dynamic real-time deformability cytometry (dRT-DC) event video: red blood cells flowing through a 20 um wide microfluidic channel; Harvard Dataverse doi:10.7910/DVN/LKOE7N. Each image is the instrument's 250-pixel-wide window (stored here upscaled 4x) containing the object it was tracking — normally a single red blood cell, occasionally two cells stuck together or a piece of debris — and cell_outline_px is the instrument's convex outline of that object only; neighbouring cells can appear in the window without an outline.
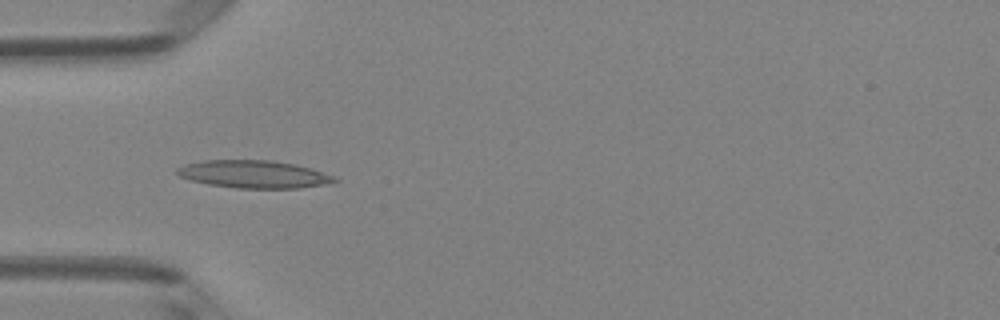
{"species": "Egyptian fruit bat (a non-hibernating species)", "species_latin": "Rousettus aegyptiacus", "temperature_condition": "room temperature", "stored_images_in_passage": 7, "camera_frame_rate_fps": 3000, "um_per_image_px": 0.085, "animal": {"sex": "female"}, "frame": {"image": 1, "passage_image": 4, "time_ms": 1.0, "image_size_px": [1000, 320], "cell_outline_px": [[340, 180], [300, 188], [236, 188], [208, 184], [188, 180], [180, 176], [176, 172], [176, 168], [184, 164], [204, 160], [272, 160], [292, 164], [308, 168], [336, 176]], "centroid_in_image_um": [21.5, 14.81], "position_along_channel_um": 63.5, "area_um2": 25.2}}
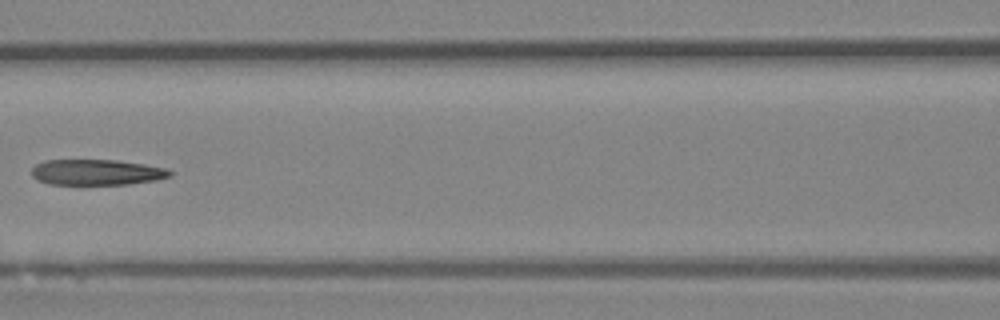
{"frame": {"image": 2, "passage_image": 6, "time_ms": 1.667, "image_size_px": [1000, 320], "cell_outline_px": [[172, 176], [156, 180], [128, 184], [48, 184], [36, 180], [32, 176], [32, 168], [36, 164], [44, 160], [116, 160], [144, 164], [168, 168], [172, 172]], "centroid_in_image_um": [8.22, 14.64], "position_along_channel_um": 158.4, "area_um2": 20.81}}
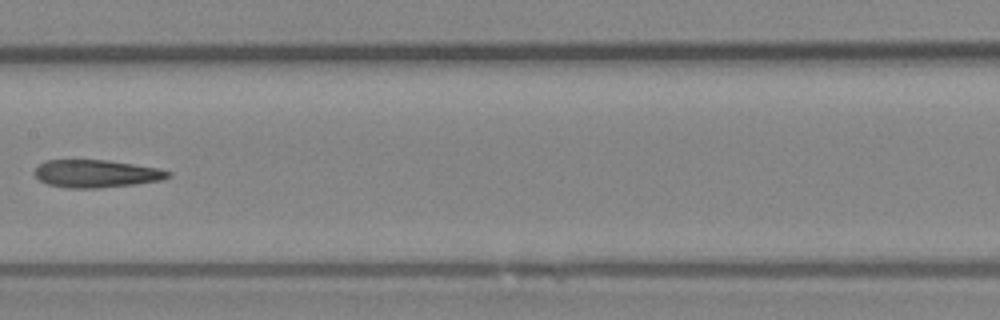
{"frame": {"image": 3, "passage_image": 7, "time_ms": 2.0, "image_size_px": [1000, 320], "cell_outline_px": [[172, 176], [164, 180], [136, 184], [100, 188], [68, 188], [48, 184], [40, 180], [32, 172], [44, 160], [108, 160], [160, 168], [172, 172]], "centroid_in_image_um": [8.23, 14.76], "position_along_channel_um": 199.2, "area_um2": 21.79}}